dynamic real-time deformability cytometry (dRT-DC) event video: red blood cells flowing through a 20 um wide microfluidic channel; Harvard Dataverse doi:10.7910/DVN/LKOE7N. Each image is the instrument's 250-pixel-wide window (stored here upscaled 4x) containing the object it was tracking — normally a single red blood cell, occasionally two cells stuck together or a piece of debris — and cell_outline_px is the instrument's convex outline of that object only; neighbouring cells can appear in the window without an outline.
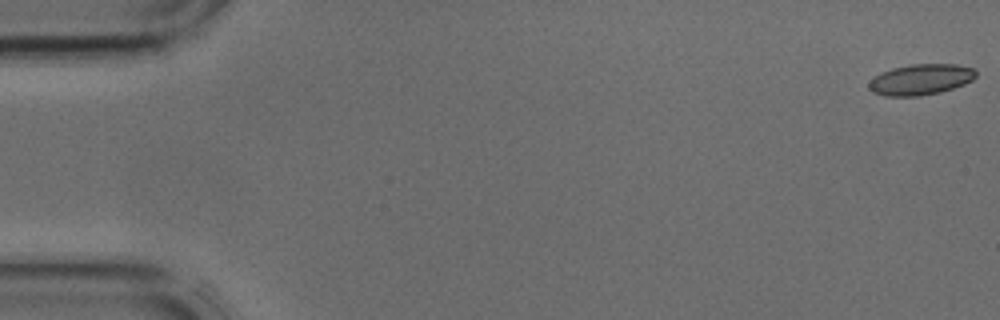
{"species": "common noctule bat (a hibernating species)", "species_latin": "Nyctalus noctula", "temperature_condition": "cold", "stored_images_in_passage": 4, "camera_frame_rate_fps": 3000, "um_per_image_px": 0.085, "animal": {"sex": "male", "body_mass_g": 17.9, "forearm_length_mm": 54.2}, "frame": {"image": 1, "passage_image": 1, "time_ms": 0.0, "image_size_px": [1000, 320], "cell_outline_px": [[976, 76], [972, 80], [964, 84], [940, 92], [920, 96], [884, 96], [872, 92], [868, 88], [868, 84], [880, 72], [892, 68], [908, 64], [956, 64], [972, 68], [976, 72]], "centroid_in_image_um": [78.24, 6.76], "position_along_channel_um": 6.8, "area_um2": 19.25}}